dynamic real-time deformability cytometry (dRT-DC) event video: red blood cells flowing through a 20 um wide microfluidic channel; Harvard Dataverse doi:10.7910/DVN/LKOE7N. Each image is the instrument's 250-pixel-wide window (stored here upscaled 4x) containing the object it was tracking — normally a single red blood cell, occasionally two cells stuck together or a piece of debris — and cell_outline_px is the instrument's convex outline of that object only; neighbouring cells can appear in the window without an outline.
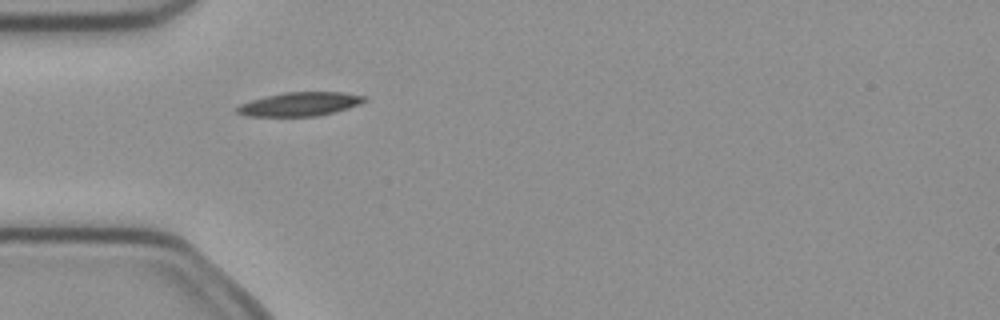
{"species": "common noctule bat (a hibernating species)", "species_latin": "Nyctalus noctula", "temperature_condition": "cold", "stored_images_in_passage": 2, "camera_frame_rate_fps": 3000, "um_per_image_px": 0.085, "animal": {"sex": "female", "body_mass_g": 21.9}, "frame": {"image": 1, "passage_image": 2, "time_ms": 0.333, "image_size_px": [1000, 320], "cell_outline_px": [[368, 100], [360, 104], [348, 108], [316, 116], [244, 116], [236, 112], [236, 108], [240, 104], [252, 100], [284, 92], [344, 92], [368, 96]], "centroid_in_image_um": [25.53, 8.84], "position_along_channel_um": 59.5, "area_um2": 17.63}}